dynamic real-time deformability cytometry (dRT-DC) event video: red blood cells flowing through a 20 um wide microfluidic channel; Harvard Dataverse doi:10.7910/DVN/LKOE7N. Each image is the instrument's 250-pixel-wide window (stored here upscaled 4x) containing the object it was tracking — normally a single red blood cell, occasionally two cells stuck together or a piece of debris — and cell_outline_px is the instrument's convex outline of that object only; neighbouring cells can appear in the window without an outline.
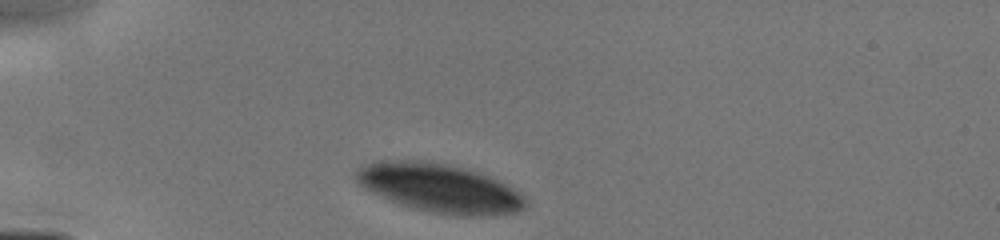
{"species": "human", "species_latin": "Homo sapiens", "temperature_condition": "cold", "stored_images_in_passage": 3, "camera_frame_rate_fps": 3000, "um_per_image_px": 0.085, "donor": {"sex": "male"}, "frame": {"image": 1, "passage_image": 1, "time_ms": 0.0, "image_size_px": [1000, 240], "cell_outline_px": [[528, 204], [524, 208], [516, 212], [484, 216], [460, 216], [432, 212], [412, 208], [388, 200], [364, 188], [356, 180], [356, 172], [364, 164], [376, 160], [412, 160], [444, 164], [468, 168], [496, 180], [512, 188], [524, 196], [528, 200]], "centroid_in_image_um": [37.35, 15.99], "position_along_channel_um": 47.6, "area_um2": 47.86}}
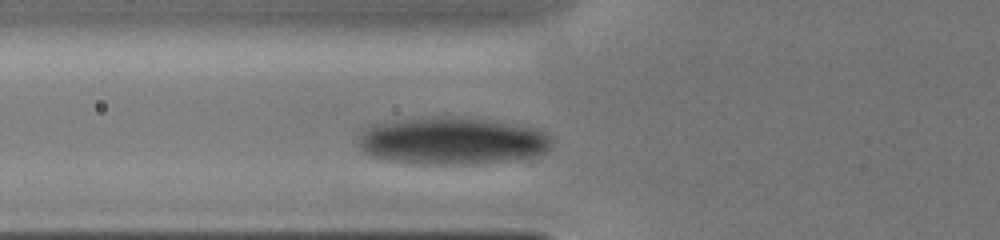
{"frame": {"image": 2, "passage_image": 3, "time_ms": 1.667, "image_size_px": [1000, 240], "cell_outline_px": [[548, 148], [544, 152], [536, 156], [516, 160], [488, 164], [412, 164], [388, 160], [372, 156], [364, 152], [360, 148], [360, 136], [372, 124], [424, 116], [460, 116], [496, 120], [528, 128], [540, 132], [548, 136]], "centroid_in_image_um": [38.39, 11.98], "position_along_channel_um": 87.4, "area_um2": 53.58}}